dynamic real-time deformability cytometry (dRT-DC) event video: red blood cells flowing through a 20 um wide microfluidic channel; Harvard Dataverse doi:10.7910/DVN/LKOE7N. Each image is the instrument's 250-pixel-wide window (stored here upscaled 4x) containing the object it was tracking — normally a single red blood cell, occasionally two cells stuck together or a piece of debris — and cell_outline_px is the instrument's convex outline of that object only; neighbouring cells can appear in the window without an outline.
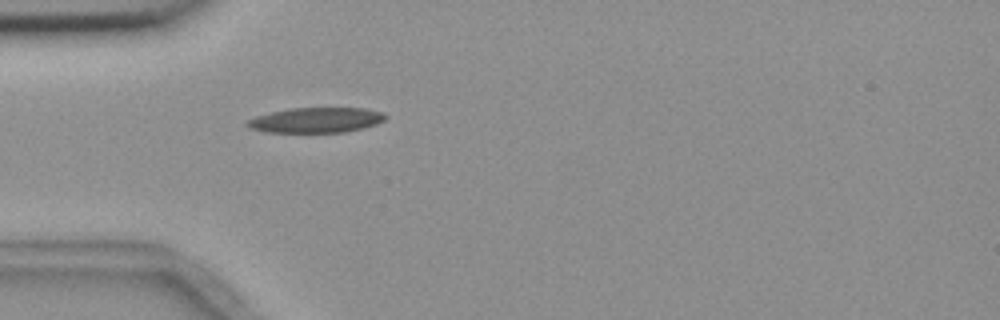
{"species": "common noctule bat (a hibernating species)", "species_latin": "Nyctalus noctula", "temperature_condition": "room temperature", "stored_images_in_passage": 5, "camera_frame_rate_fps": 3000, "um_per_image_px": 0.085, "animal": {"sex": "female", "body_mass_g": 18.4}, "frame": {"image": 1, "passage_image": 5, "time_ms": 5.333, "image_size_px": [1000, 320], "cell_outline_px": [[388, 116], [384, 120], [376, 124], [364, 128], [344, 132], [268, 132], [248, 128], [244, 124], [248, 120], [256, 116], [272, 112], [292, 108], [364, 108], [384, 112]], "centroid_in_image_um": [26.89, 10.21], "position_along_channel_um": 58.1, "area_um2": 20.29}}